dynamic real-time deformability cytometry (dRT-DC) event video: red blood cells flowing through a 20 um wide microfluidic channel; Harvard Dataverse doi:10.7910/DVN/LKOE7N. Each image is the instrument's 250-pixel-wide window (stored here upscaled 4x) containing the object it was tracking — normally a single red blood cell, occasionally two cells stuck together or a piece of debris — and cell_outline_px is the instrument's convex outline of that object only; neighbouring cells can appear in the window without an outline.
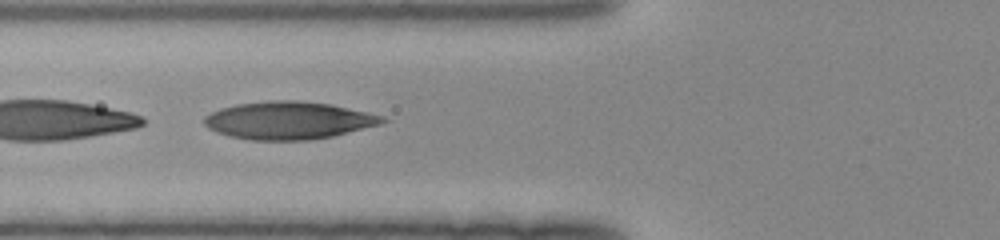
{"species": "human", "species_latin": "Homo sapiens", "temperature_condition": "room temperature", "stored_images_in_passage": 49, "camera_frame_rate_fps": 3000, "um_per_image_px": 0.085, "donor": {"sex": "female"}, "frame": {"image": 1, "passage_image": 19, "time_ms": 6.0, "image_size_px": [1000, 240], "cell_outline_px": [[388, 120], [380, 124], [332, 136], [308, 140], [252, 140], [228, 136], [216, 132], [208, 128], [204, 124], [204, 116], [220, 108], [236, 104], [272, 100], [296, 100], [328, 104], [368, 112], [384, 116]], "centroid_in_image_um": [24.49, 10.23], "position_along_channel_um": 101.3, "area_um2": 38.96}}
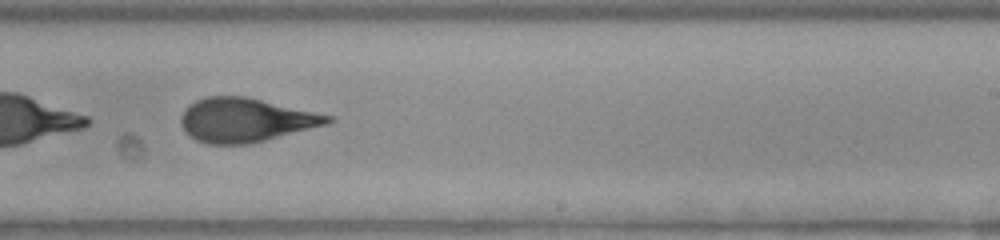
{"frame": {"image": 2, "passage_image": 31, "time_ms": 10.0, "image_size_px": [1000, 240], "cell_outline_px": [[336, 120], [328, 124], [248, 144], [208, 144], [196, 140], [184, 132], [180, 124], [180, 116], [184, 108], [188, 104], [204, 96], [244, 96], [336, 116]], "centroid_in_image_um": [20.85, 10.19], "position_along_channel_um": 268.1, "area_um2": 37.86}}
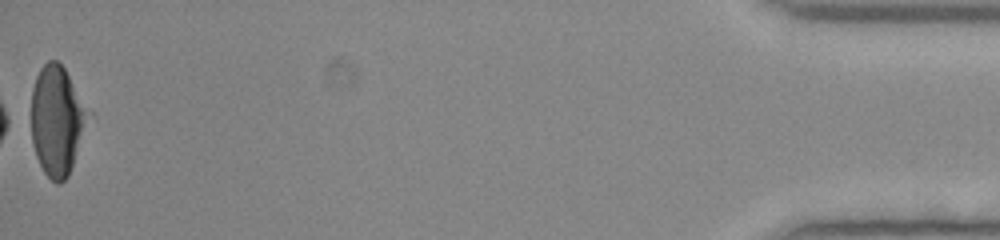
{"frame": {"image": 3, "passage_image": 49, "time_ms": 16.0, "image_size_px": [1000, 240], "cell_outline_px": [[92, 112], [68, 176], [60, 184], [56, 184], [44, 172], [36, 156], [32, 144], [32, 88], [36, 76], [40, 68], [48, 60], [56, 60], [64, 68]], "centroid_in_image_um": [4.86, 10.23], "position_along_channel_um": 430.3, "area_um2": 36.41}}